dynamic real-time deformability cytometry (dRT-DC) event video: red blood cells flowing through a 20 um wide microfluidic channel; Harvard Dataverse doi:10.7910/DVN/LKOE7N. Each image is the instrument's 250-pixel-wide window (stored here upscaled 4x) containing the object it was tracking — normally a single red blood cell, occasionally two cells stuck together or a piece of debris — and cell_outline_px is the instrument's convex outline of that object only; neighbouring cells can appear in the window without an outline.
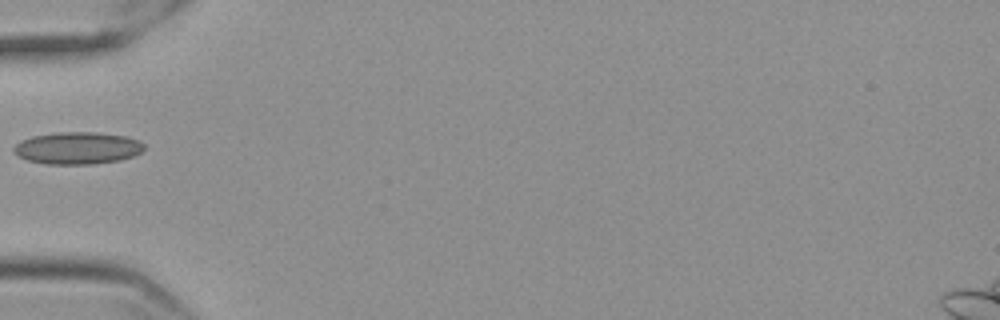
{"species": "Egyptian fruit bat (a non-hibernating species)", "species_latin": "Rousettus aegyptiacus", "temperature_condition": "cold", "stored_images_in_passage": 38, "camera_frame_rate_fps": 3000, "um_per_image_px": 0.085, "frame": {"image": 1, "passage_image": 1, "time_ms": 0.0, "image_size_px": [1000, 320], "cell_outline_px": [[144, 148], [140, 152], [132, 156], [120, 160], [92, 164], [48, 164], [28, 160], [12, 152], [12, 148], [20, 140], [32, 136], [56, 132], [96, 132], [128, 136], [140, 140], [144, 144]], "centroid_in_image_um": [6.58, 12.57], "position_along_channel_um": 78.4, "area_um2": 24.57}}
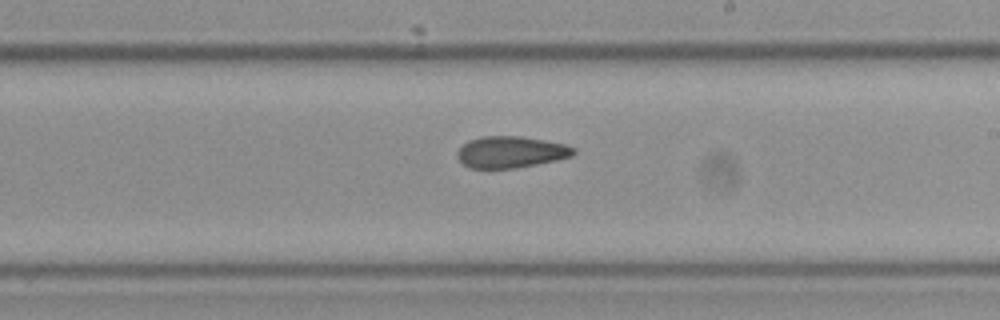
{"frame": {"image": 2, "passage_image": 15, "time_ms": 4.667, "image_size_px": [1000, 320], "cell_outline_px": [[576, 152], [572, 156], [556, 160], [516, 168], [468, 168], [456, 156], [456, 152], [468, 140], [480, 136], [520, 136], [544, 140], [564, 144], [576, 148]], "centroid_in_image_um": [43.41, 12.92], "position_along_channel_um": 245.6, "area_um2": 21.39}}
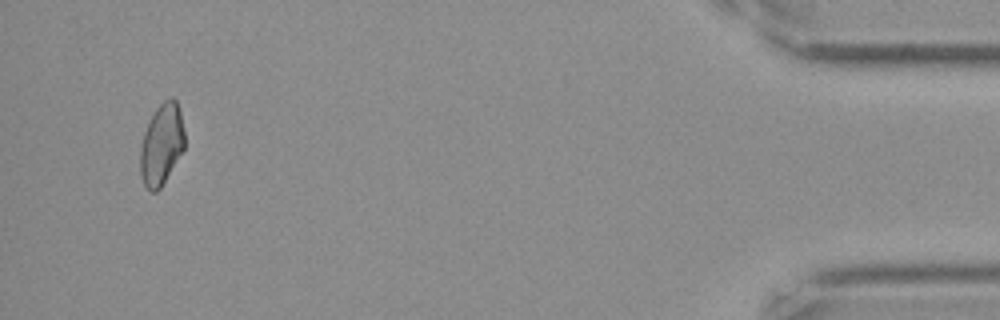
{"frame": {"image": 3, "passage_image": 36, "time_ms": 11.667, "image_size_px": [1000, 320], "cell_outline_px": [[184, 148], [160, 188], [156, 192], [152, 192], [144, 184], [140, 172], [140, 148], [144, 132], [156, 108], [164, 100], [172, 96], [176, 100], [180, 112], [184, 132]], "centroid_in_image_um": [13.73, 12.26], "position_along_channel_um": 421.5, "area_um2": 20.63}}